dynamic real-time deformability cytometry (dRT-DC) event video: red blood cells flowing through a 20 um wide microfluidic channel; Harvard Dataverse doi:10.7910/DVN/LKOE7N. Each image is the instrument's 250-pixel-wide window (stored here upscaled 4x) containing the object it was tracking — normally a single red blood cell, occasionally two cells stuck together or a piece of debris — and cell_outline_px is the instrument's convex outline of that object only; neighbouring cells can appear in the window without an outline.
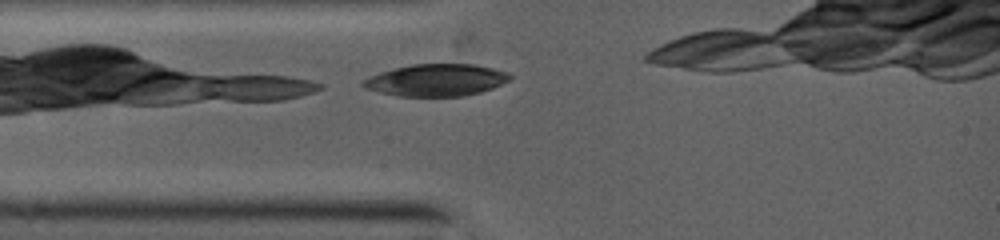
{"species": "common noctule bat (a hibernating species)", "species_latin": "Nyctalus noctula", "temperature_condition": "warm", "stored_images_in_passage": 21, "camera_frame_rate_fps": 5000, "um_per_image_px": 0.085, "animal": {"sex": "female", "body_mass_g": 19.0, "forearm_length_mm": 53.3}, "frame": {"image": 1, "passage_image": 1, "time_ms": 0.0, "image_size_px": [1000, 240], "cell_outline_px": [[512, 76], [508, 80], [492, 88], [480, 92], [460, 96], [400, 96], [380, 92], [364, 88], [360, 84], [364, 80], [372, 76], [396, 68], [412, 64], [472, 64], [492, 68], [508, 72]], "centroid_in_image_um": [37.09, 6.81], "position_along_channel_um": 47.9, "area_um2": 26.93}}
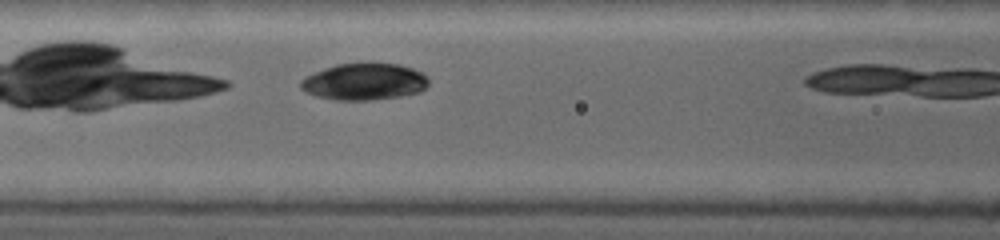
{"frame": {"image": 2, "passage_image": 8, "time_ms": 2.0, "image_size_px": [1000, 240], "cell_outline_px": [[428, 84], [420, 92], [372, 100], [336, 100], [316, 96], [300, 88], [300, 80], [324, 68], [336, 64], [368, 60], [400, 64], [412, 68], [420, 72], [428, 80]], "centroid_in_image_um": [30.95, 6.9], "position_along_channel_um": 135.6, "area_um2": 27.8}}
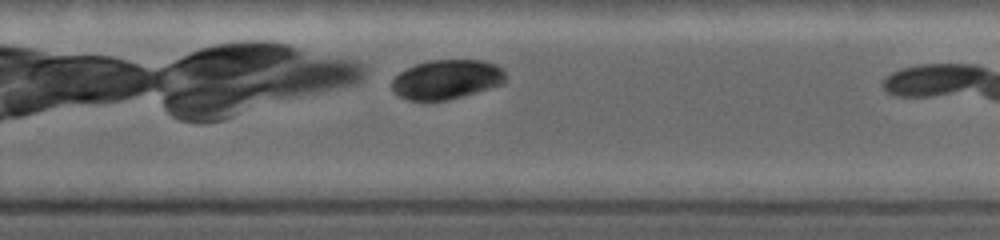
{"frame": {"image": 3, "passage_image": 21, "time_ms": 5.6, "image_size_px": [1000, 240], "cell_outline_px": [[504, 84], [460, 96], [444, 100], [412, 100], [400, 96], [392, 88], [392, 80], [400, 72], [416, 64], [428, 60], [484, 60], [496, 64], [504, 72]], "centroid_in_image_um": [37.97, 6.73], "position_along_channel_um": 291.8, "area_um2": 25.66}}